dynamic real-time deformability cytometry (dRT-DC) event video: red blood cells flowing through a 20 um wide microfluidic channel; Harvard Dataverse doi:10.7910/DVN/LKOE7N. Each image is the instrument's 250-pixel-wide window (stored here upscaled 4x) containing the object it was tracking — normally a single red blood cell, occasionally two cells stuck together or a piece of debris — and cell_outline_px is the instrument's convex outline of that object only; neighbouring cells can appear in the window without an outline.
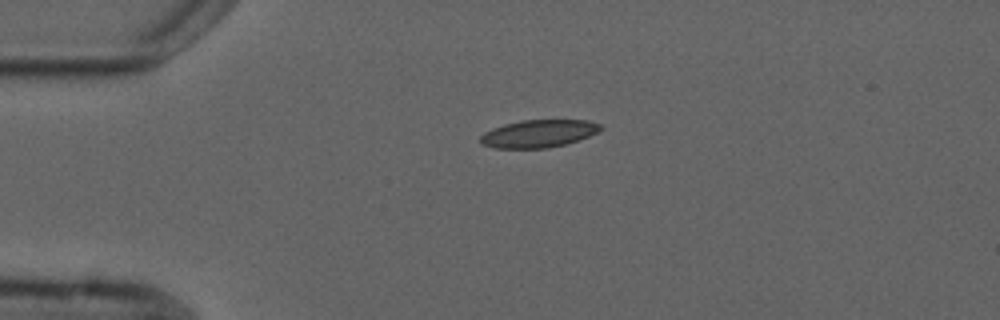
{"species": "common noctule bat (a hibernating species)", "species_latin": "Nyctalus noctula", "temperature_condition": "cold", "stored_images_in_passage": 4, "camera_frame_rate_fps": 3000, "um_per_image_px": 0.085, "animal": {"sex": "male", "forearm_length_mm": 52.5}, "frame": {"image": 1, "passage_image": 4, "time_ms": 3.667, "image_size_px": [1000, 320], "cell_outline_px": [[604, 128], [588, 136], [564, 144], [548, 148], [496, 148], [484, 144], [480, 140], [480, 136], [484, 132], [492, 128], [504, 124], [520, 120], [588, 120], [600, 124]], "centroid_in_image_um": [45.77, 11.34], "position_along_channel_um": 39.2, "area_um2": 19.19}}